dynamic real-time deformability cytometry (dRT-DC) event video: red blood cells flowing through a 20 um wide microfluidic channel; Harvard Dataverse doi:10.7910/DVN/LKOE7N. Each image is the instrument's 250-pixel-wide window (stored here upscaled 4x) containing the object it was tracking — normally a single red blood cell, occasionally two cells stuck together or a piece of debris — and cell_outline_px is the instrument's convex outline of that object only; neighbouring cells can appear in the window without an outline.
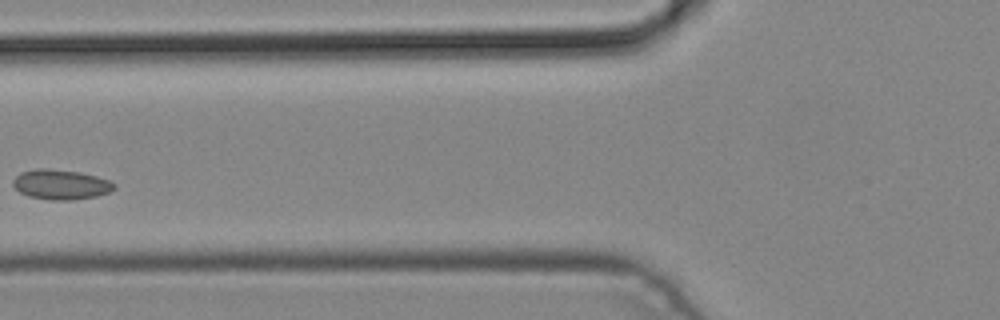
{"species": "common noctule bat (a hibernating species)", "species_latin": "Nyctalus noctula", "temperature_condition": "cold", "stored_images_in_passage": 4, "camera_frame_rate_fps": 3000, "um_per_image_px": 0.085, "animal": {"sex": "male", "body_mass_g": 19.2, "forearm_length_mm": 51.8}, "frame": {"image": 1, "passage_image": 4, "time_ms": 1.0, "image_size_px": [1000, 320], "cell_outline_px": [[116, 188], [108, 192], [96, 196], [72, 200], [48, 200], [28, 196], [20, 192], [12, 184], [12, 180], [20, 172], [36, 168], [44, 168], [80, 172], [96, 176], [108, 180], [116, 184]], "centroid_in_image_um": [5.15, 15.68], "position_along_channel_um": 120.7, "area_um2": 17.69}}